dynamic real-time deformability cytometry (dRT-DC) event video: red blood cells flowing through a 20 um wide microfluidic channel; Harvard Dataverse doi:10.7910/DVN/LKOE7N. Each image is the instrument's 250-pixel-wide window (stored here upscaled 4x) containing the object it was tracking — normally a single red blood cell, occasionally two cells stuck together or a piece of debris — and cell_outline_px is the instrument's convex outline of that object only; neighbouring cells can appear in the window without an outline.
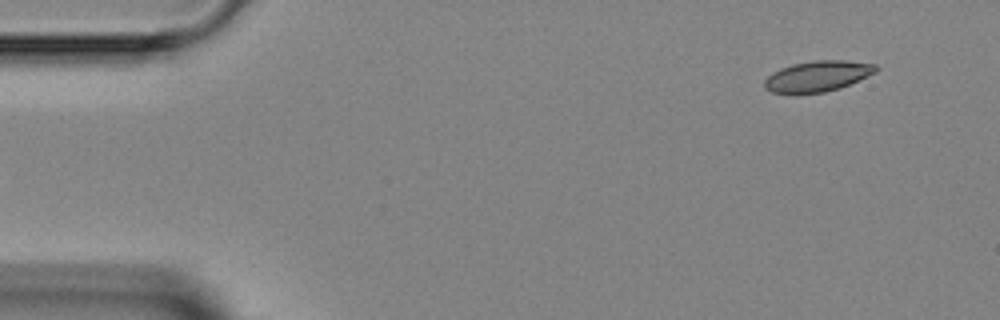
{"species": "Egyptian fruit bat (a non-hibernating species)", "species_latin": "Rousettus aegyptiacus", "temperature_condition": "room temperature", "stored_images_in_passage": 5, "segment_of_instrument_passage": [2, 2], "camera_frame_rate_fps": 3000, "um_per_image_px": 0.085, "animal": {"sex": "female"}, "frame": {"image": 1, "passage_image": 5, "time_ms": 4.667, "image_size_px": [1000, 320], "cell_outline_px": [[880, 68], [876, 72], [840, 88], [824, 92], [796, 96], [772, 92], [764, 88], [764, 80], [772, 72], [780, 68], [792, 64], [812, 60], [844, 60], [876, 64]], "centroid_in_image_um": [69.45, 6.5], "position_along_channel_um": 15.6, "area_um2": 20.52}}